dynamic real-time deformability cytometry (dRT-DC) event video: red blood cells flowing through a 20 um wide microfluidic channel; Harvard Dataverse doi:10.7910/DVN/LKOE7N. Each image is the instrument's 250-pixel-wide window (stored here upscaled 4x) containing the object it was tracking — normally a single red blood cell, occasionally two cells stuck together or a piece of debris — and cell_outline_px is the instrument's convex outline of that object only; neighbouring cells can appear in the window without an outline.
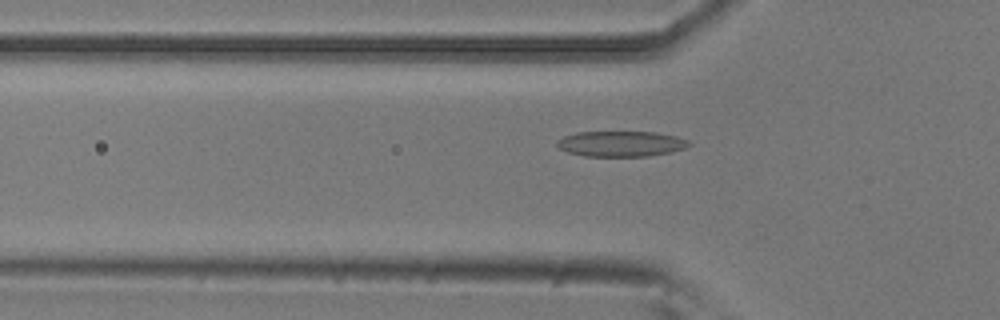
{"species": "common noctule bat (a hibernating species)", "species_latin": "Nyctalus noctula", "temperature_condition": "room temperature", "stored_images_in_passage": 49, "camera_frame_rate_fps": 3000, "um_per_image_px": 0.085, "animal": {"sex": "male", "body_mass_g": 20.5, "forearm_length_mm": 52.5}, "frame": {"image": 1, "passage_image": 13, "time_ms": 4.0, "image_size_px": [1000, 320], "cell_outline_px": [[692, 144], [684, 148], [672, 152], [648, 156], [584, 156], [568, 152], [560, 148], [556, 144], [556, 140], [564, 136], [576, 132], [656, 132], [676, 136], [688, 140]], "centroid_in_image_um": [52.79, 12.22], "position_along_channel_um": 73.0, "area_um2": 19.65}}
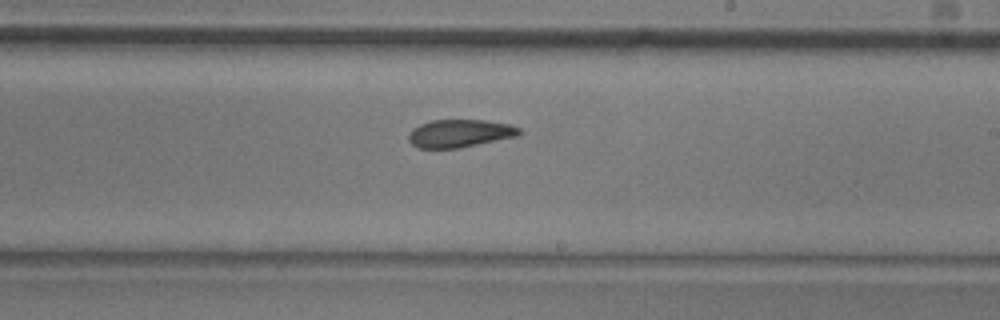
{"frame": {"image": 2, "passage_image": 27, "time_ms": 8.667, "image_size_px": [1000, 320], "cell_outline_px": [[520, 136], [460, 148], [416, 148], [408, 140], [408, 136], [412, 128], [420, 124], [432, 120], [484, 120], [508, 124], [520, 128]], "centroid_in_image_um": [39.08, 11.34], "position_along_channel_um": 249.9, "area_um2": 18.09}}
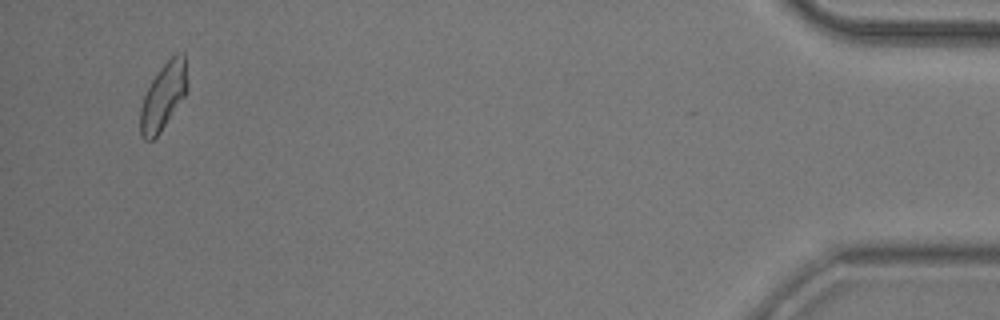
{"frame": {"image": 3, "passage_image": 47, "time_ms": 15.333, "image_size_px": [1000, 320], "cell_outline_px": [[188, 88], [184, 96], [160, 132], [152, 140], [144, 140], [140, 136], [140, 108], [144, 96], [152, 80], [160, 68], [176, 52], [184, 52], [188, 84]], "centroid_in_image_um": [13.89, 8.18], "position_along_channel_um": 421.3, "area_um2": 18.15}, "authors_computed_cell_mechanics": {"area_um2": 18.6694, "velocity_mm_per_s": 3.7673, "shape_relaxation_time_tau1_ms": 7.434, "shape_relaxation_time_tau2_ms": 3.466, "deformation_change_tau1": 0.1692, "deformation_change_tau2": 0.1069}}